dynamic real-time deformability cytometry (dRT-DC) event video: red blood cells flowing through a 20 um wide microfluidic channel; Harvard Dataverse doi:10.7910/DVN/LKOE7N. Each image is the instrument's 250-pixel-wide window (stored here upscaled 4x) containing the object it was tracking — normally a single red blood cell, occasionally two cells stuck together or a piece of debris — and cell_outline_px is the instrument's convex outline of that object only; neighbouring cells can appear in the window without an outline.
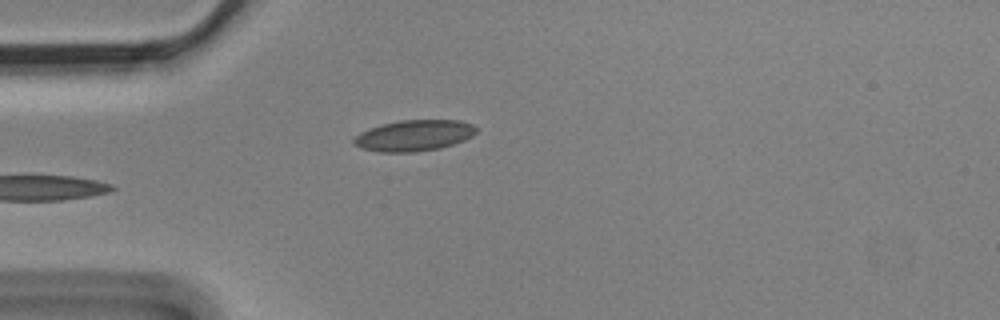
{"species": "Egyptian fruit bat (a non-hibernating species)", "species_latin": "Rousettus aegyptiacus", "temperature_condition": "cold", "stored_images_in_passage": 2, "camera_frame_rate_fps": 3000, "um_per_image_px": 0.085, "animal": {"sex": "male"}, "frame": {"image": 1, "passage_image": 1, "time_ms": 0.0, "image_size_px": [1000, 320], "cell_outline_px": [[476, 132], [472, 136], [464, 140], [440, 148], [416, 152], [380, 152], [360, 148], [352, 144], [352, 140], [360, 132], [384, 124], [400, 120], [460, 120], [472, 124], [476, 128]], "centroid_in_image_um": [35.18, 11.52], "position_along_channel_um": 49.8, "area_um2": 22.08}}